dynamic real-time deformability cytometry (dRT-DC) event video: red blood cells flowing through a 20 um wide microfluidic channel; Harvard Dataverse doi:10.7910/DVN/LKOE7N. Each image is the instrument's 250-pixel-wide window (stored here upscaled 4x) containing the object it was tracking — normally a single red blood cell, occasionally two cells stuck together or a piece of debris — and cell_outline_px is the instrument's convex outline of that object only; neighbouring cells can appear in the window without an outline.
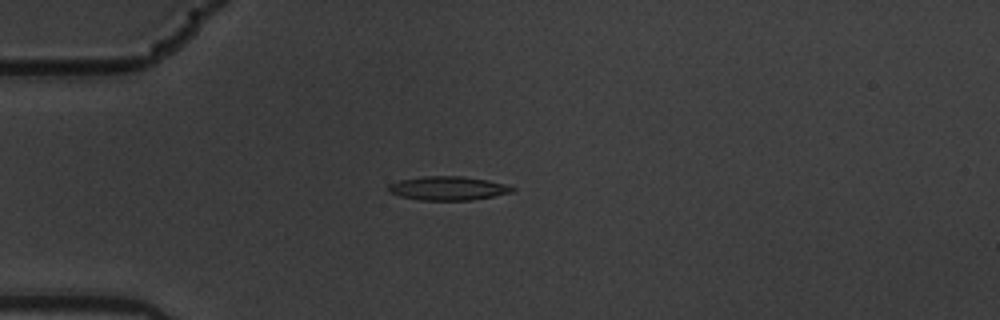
{"species": "common noctule bat (a hibernating species)", "species_latin": "Nyctalus noctula", "temperature_condition": "warm", "stored_images_in_passage": 10, "camera_frame_rate_fps": 3000, "um_per_image_px": 0.085, "animal": {"sex": "male", "body_mass_g": 19.5, "forearm_length_mm": 54.6}, "frame": {"image": 1, "passage_image": 3, "time_ms": 0.667, "image_size_px": [1000, 320], "cell_outline_px": [[516, 188], [512, 192], [472, 200], [420, 200], [400, 196], [388, 192], [388, 184], [400, 180], [424, 176], [464, 176], [488, 180], [504, 184]], "centroid_in_image_um": [38.05, 16.0], "position_along_channel_um": 46.9, "area_um2": 17.17}}
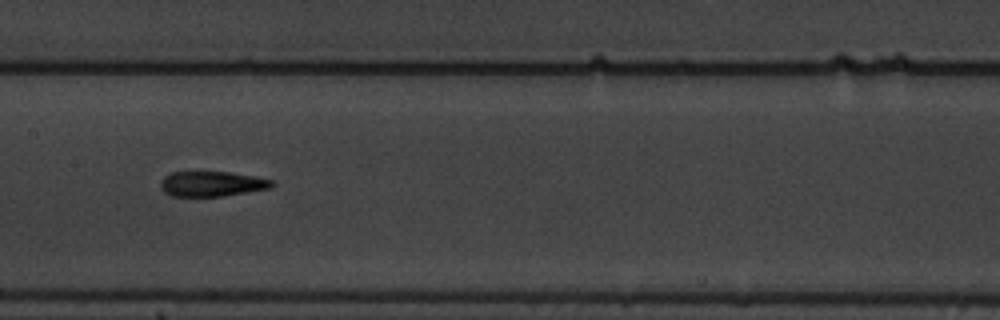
{"frame": {"image": 2, "passage_image": 7, "time_ms": 2.0, "image_size_px": [1000, 320], "cell_outline_px": [[276, 184], [272, 188], [224, 196], [172, 196], [164, 192], [160, 188], [160, 180], [164, 176], [172, 172], [228, 172], [256, 176], [272, 180]], "centroid_in_image_um": [18.02, 15.63], "position_along_channel_um": 189.4, "area_um2": 16.47}}
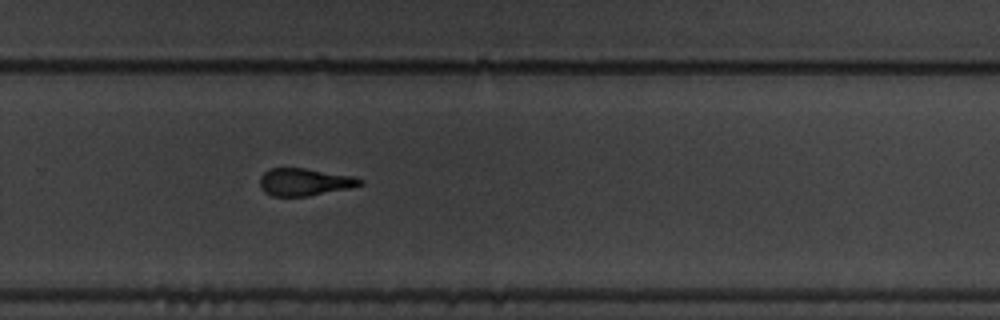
{"frame": {"image": 3, "passage_image": 10, "time_ms": 3.0, "image_size_px": [1000, 320], "cell_outline_px": [[364, 184], [348, 188], [308, 196], [272, 196], [264, 192], [260, 188], [260, 176], [264, 172], [272, 168], [304, 168], [352, 176], [364, 180]], "centroid_in_image_um": [25.86, 15.47], "position_along_channel_um": 303.9, "area_um2": 15.9}}